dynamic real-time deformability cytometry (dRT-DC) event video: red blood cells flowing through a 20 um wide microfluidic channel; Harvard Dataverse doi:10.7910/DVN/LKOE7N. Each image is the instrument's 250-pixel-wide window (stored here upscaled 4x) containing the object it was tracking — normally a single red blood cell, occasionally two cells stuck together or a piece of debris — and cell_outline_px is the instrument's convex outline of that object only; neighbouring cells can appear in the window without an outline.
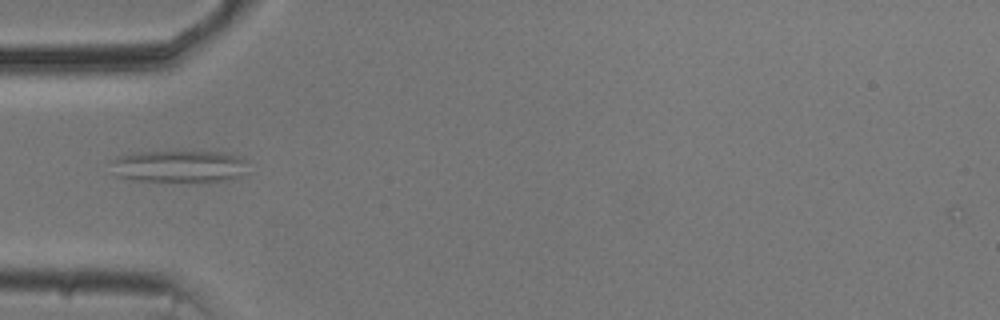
{"species": "common noctule bat (a hibernating species)", "species_latin": "Nyctalus noctula", "temperature_condition": "cold", "stored_images_in_passage": 38, "camera_frame_rate_fps": 3000, "um_per_image_px": 0.085, "animal": {"sex": "male", "body_mass_g": 20.5, "forearm_length_mm": 52.5}, "frame": {"image": 1, "passage_image": 1, "time_ms": 0.0, "image_size_px": [1000, 320], "cell_outline_px": [[244, 160], [236, 176], [208, 184], [136, 180], [116, 176], [112, 160], [120, 156], [132, 152], [216, 152], [240, 156]], "centroid_in_image_um": [15.12, 14.17], "position_along_channel_um": 69.9, "area_um2": 25.37}}
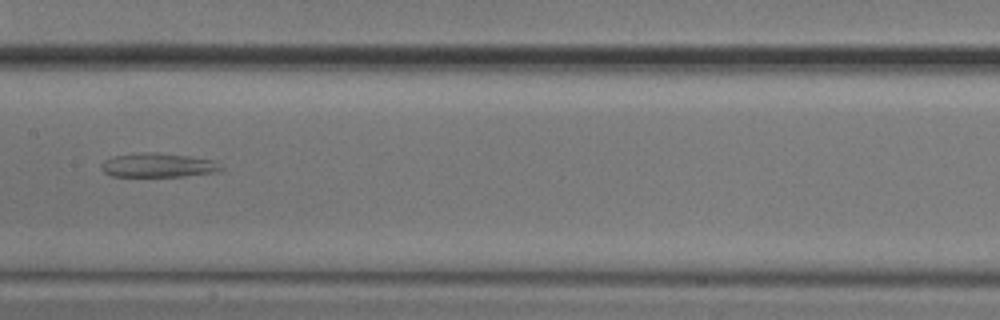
{"frame": {"image": 2, "passage_image": 11, "time_ms": 3.333, "image_size_px": [1000, 320], "cell_outline_px": [[224, 168], [216, 172], [184, 176], [112, 176], [104, 172], [100, 168], [100, 164], [104, 160], [112, 156], [136, 152], [156, 152], [188, 156], [212, 160]], "centroid_in_image_um": [13.37, 14.03], "position_along_channel_um": 194.0, "area_um2": 16.88}}
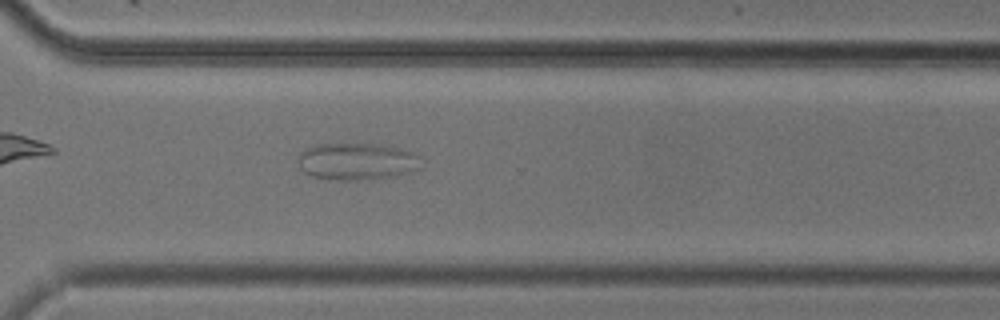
{"frame": {"image": 3, "passage_image": 23, "time_ms": 7.333, "image_size_px": [1000, 320], "cell_outline_px": [[424, 168], [412, 172], [396, 176], [368, 180], [328, 180], [308, 176], [296, 164], [296, 156], [304, 148], [312, 144], [380, 144], [400, 148], [412, 152], [420, 156]], "centroid_in_image_um": [30.32, 13.74], "position_along_channel_um": 340.3, "area_um2": 27.69}}